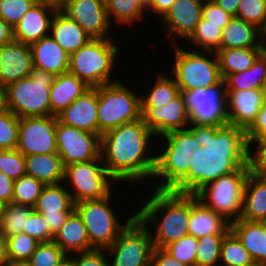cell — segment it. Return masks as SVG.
<instances>
[{
    "mask_svg": "<svg viewBox=\"0 0 266 266\" xmlns=\"http://www.w3.org/2000/svg\"><path fill=\"white\" fill-rule=\"evenodd\" d=\"M202 147L190 157L186 193L196 194L221 176L247 165L248 144L245 130L233 125H190Z\"/></svg>",
    "mask_w": 266,
    "mask_h": 266,
    "instance_id": "obj_1",
    "label": "cell"
},
{
    "mask_svg": "<svg viewBox=\"0 0 266 266\" xmlns=\"http://www.w3.org/2000/svg\"><path fill=\"white\" fill-rule=\"evenodd\" d=\"M153 135L142 117L101 135L102 161L117 183L128 181L132 185L153 177L156 154L149 149Z\"/></svg>",
    "mask_w": 266,
    "mask_h": 266,
    "instance_id": "obj_2",
    "label": "cell"
},
{
    "mask_svg": "<svg viewBox=\"0 0 266 266\" xmlns=\"http://www.w3.org/2000/svg\"><path fill=\"white\" fill-rule=\"evenodd\" d=\"M153 194L135 213L144 225L147 227L153 225L155 229V235L151 233L153 246L165 248L188 234L190 194L156 189ZM158 214L161 216V221L157 218Z\"/></svg>",
    "mask_w": 266,
    "mask_h": 266,
    "instance_id": "obj_3",
    "label": "cell"
},
{
    "mask_svg": "<svg viewBox=\"0 0 266 266\" xmlns=\"http://www.w3.org/2000/svg\"><path fill=\"white\" fill-rule=\"evenodd\" d=\"M114 43L112 39L92 38L69 55L68 71L89 87H99L118 81L111 76L114 73V65H117L115 62L119 53V48Z\"/></svg>",
    "mask_w": 266,
    "mask_h": 266,
    "instance_id": "obj_4",
    "label": "cell"
},
{
    "mask_svg": "<svg viewBox=\"0 0 266 266\" xmlns=\"http://www.w3.org/2000/svg\"><path fill=\"white\" fill-rule=\"evenodd\" d=\"M55 78L33 67L28 77L6 87V108L18 118L50 116V87Z\"/></svg>",
    "mask_w": 266,
    "mask_h": 266,
    "instance_id": "obj_5",
    "label": "cell"
},
{
    "mask_svg": "<svg viewBox=\"0 0 266 266\" xmlns=\"http://www.w3.org/2000/svg\"><path fill=\"white\" fill-rule=\"evenodd\" d=\"M171 44L174 49V65L170 73L175 79L180 92L208 88L221 80L218 59L213 51L185 50L180 45ZM208 55H206V53ZM210 54V55H209ZM207 56V57H206ZM209 56V57H208Z\"/></svg>",
    "mask_w": 266,
    "mask_h": 266,
    "instance_id": "obj_6",
    "label": "cell"
},
{
    "mask_svg": "<svg viewBox=\"0 0 266 266\" xmlns=\"http://www.w3.org/2000/svg\"><path fill=\"white\" fill-rule=\"evenodd\" d=\"M141 118L140 95L122 81L98 87V134Z\"/></svg>",
    "mask_w": 266,
    "mask_h": 266,
    "instance_id": "obj_7",
    "label": "cell"
},
{
    "mask_svg": "<svg viewBox=\"0 0 266 266\" xmlns=\"http://www.w3.org/2000/svg\"><path fill=\"white\" fill-rule=\"evenodd\" d=\"M249 173L247 164L209 182L196 193V196L230 224L238 221L242 213L244 188Z\"/></svg>",
    "mask_w": 266,
    "mask_h": 266,
    "instance_id": "obj_8",
    "label": "cell"
},
{
    "mask_svg": "<svg viewBox=\"0 0 266 266\" xmlns=\"http://www.w3.org/2000/svg\"><path fill=\"white\" fill-rule=\"evenodd\" d=\"M112 194L98 200H85L75 204V210L82 217L89 243L94 249H106L119 236L121 231L136 216H128L125 224L111 207ZM119 218V219H118Z\"/></svg>",
    "mask_w": 266,
    "mask_h": 266,
    "instance_id": "obj_9",
    "label": "cell"
},
{
    "mask_svg": "<svg viewBox=\"0 0 266 266\" xmlns=\"http://www.w3.org/2000/svg\"><path fill=\"white\" fill-rule=\"evenodd\" d=\"M149 228L135 216L105 249L113 257L109 266H149L154 248Z\"/></svg>",
    "mask_w": 266,
    "mask_h": 266,
    "instance_id": "obj_10",
    "label": "cell"
},
{
    "mask_svg": "<svg viewBox=\"0 0 266 266\" xmlns=\"http://www.w3.org/2000/svg\"><path fill=\"white\" fill-rule=\"evenodd\" d=\"M64 182L66 181L74 204L85 200H98L111 193L116 181L108 174L102 157L87 162L65 166ZM115 182V183H113Z\"/></svg>",
    "mask_w": 266,
    "mask_h": 266,
    "instance_id": "obj_11",
    "label": "cell"
},
{
    "mask_svg": "<svg viewBox=\"0 0 266 266\" xmlns=\"http://www.w3.org/2000/svg\"><path fill=\"white\" fill-rule=\"evenodd\" d=\"M182 93L190 125L224 126L228 124L227 91L223 79L218 84L206 89L198 87Z\"/></svg>",
    "mask_w": 266,
    "mask_h": 266,
    "instance_id": "obj_12",
    "label": "cell"
},
{
    "mask_svg": "<svg viewBox=\"0 0 266 266\" xmlns=\"http://www.w3.org/2000/svg\"><path fill=\"white\" fill-rule=\"evenodd\" d=\"M57 153L63 165L87 162L101 157V136L61 123L56 126Z\"/></svg>",
    "mask_w": 266,
    "mask_h": 266,
    "instance_id": "obj_13",
    "label": "cell"
},
{
    "mask_svg": "<svg viewBox=\"0 0 266 266\" xmlns=\"http://www.w3.org/2000/svg\"><path fill=\"white\" fill-rule=\"evenodd\" d=\"M57 119L53 115L19 118L16 150L24 156L57 153Z\"/></svg>",
    "mask_w": 266,
    "mask_h": 266,
    "instance_id": "obj_14",
    "label": "cell"
},
{
    "mask_svg": "<svg viewBox=\"0 0 266 266\" xmlns=\"http://www.w3.org/2000/svg\"><path fill=\"white\" fill-rule=\"evenodd\" d=\"M60 10L92 38L112 39L105 0H66Z\"/></svg>",
    "mask_w": 266,
    "mask_h": 266,
    "instance_id": "obj_15",
    "label": "cell"
},
{
    "mask_svg": "<svg viewBox=\"0 0 266 266\" xmlns=\"http://www.w3.org/2000/svg\"><path fill=\"white\" fill-rule=\"evenodd\" d=\"M141 117L158 138L168 132L187 129L190 126L182 92L166 106L141 107Z\"/></svg>",
    "mask_w": 266,
    "mask_h": 266,
    "instance_id": "obj_16",
    "label": "cell"
},
{
    "mask_svg": "<svg viewBox=\"0 0 266 266\" xmlns=\"http://www.w3.org/2000/svg\"><path fill=\"white\" fill-rule=\"evenodd\" d=\"M204 0H176L161 18L167 38L180 37L187 40L202 18ZM169 35V36H168ZM171 37V38H170Z\"/></svg>",
    "mask_w": 266,
    "mask_h": 266,
    "instance_id": "obj_17",
    "label": "cell"
},
{
    "mask_svg": "<svg viewBox=\"0 0 266 266\" xmlns=\"http://www.w3.org/2000/svg\"><path fill=\"white\" fill-rule=\"evenodd\" d=\"M32 68L30 45L13 39L0 47V84L4 88L28 77Z\"/></svg>",
    "mask_w": 266,
    "mask_h": 266,
    "instance_id": "obj_18",
    "label": "cell"
},
{
    "mask_svg": "<svg viewBox=\"0 0 266 266\" xmlns=\"http://www.w3.org/2000/svg\"><path fill=\"white\" fill-rule=\"evenodd\" d=\"M175 153H158L152 179L161 181L155 189L158 191H174L186 193V174L189 170L190 157ZM162 179V180H161Z\"/></svg>",
    "mask_w": 266,
    "mask_h": 266,
    "instance_id": "obj_19",
    "label": "cell"
},
{
    "mask_svg": "<svg viewBox=\"0 0 266 266\" xmlns=\"http://www.w3.org/2000/svg\"><path fill=\"white\" fill-rule=\"evenodd\" d=\"M57 118L65 125L98 134V87H90Z\"/></svg>",
    "mask_w": 266,
    "mask_h": 266,
    "instance_id": "obj_20",
    "label": "cell"
},
{
    "mask_svg": "<svg viewBox=\"0 0 266 266\" xmlns=\"http://www.w3.org/2000/svg\"><path fill=\"white\" fill-rule=\"evenodd\" d=\"M57 8L36 2L13 27V39L31 45L50 35V25Z\"/></svg>",
    "mask_w": 266,
    "mask_h": 266,
    "instance_id": "obj_21",
    "label": "cell"
},
{
    "mask_svg": "<svg viewBox=\"0 0 266 266\" xmlns=\"http://www.w3.org/2000/svg\"><path fill=\"white\" fill-rule=\"evenodd\" d=\"M226 105L228 124L246 131L263 106V92L260 89L227 91Z\"/></svg>",
    "mask_w": 266,
    "mask_h": 266,
    "instance_id": "obj_22",
    "label": "cell"
},
{
    "mask_svg": "<svg viewBox=\"0 0 266 266\" xmlns=\"http://www.w3.org/2000/svg\"><path fill=\"white\" fill-rule=\"evenodd\" d=\"M230 223L208 208L196 194H190L188 234L196 238L210 234H228Z\"/></svg>",
    "mask_w": 266,
    "mask_h": 266,
    "instance_id": "obj_23",
    "label": "cell"
},
{
    "mask_svg": "<svg viewBox=\"0 0 266 266\" xmlns=\"http://www.w3.org/2000/svg\"><path fill=\"white\" fill-rule=\"evenodd\" d=\"M33 67L55 75L68 72L69 54L47 35L31 45Z\"/></svg>",
    "mask_w": 266,
    "mask_h": 266,
    "instance_id": "obj_24",
    "label": "cell"
},
{
    "mask_svg": "<svg viewBox=\"0 0 266 266\" xmlns=\"http://www.w3.org/2000/svg\"><path fill=\"white\" fill-rule=\"evenodd\" d=\"M51 37L71 55L92 39L84 29L60 9L53 15L50 25Z\"/></svg>",
    "mask_w": 266,
    "mask_h": 266,
    "instance_id": "obj_25",
    "label": "cell"
},
{
    "mask_svg": "<svg viewBox=\"0 0 266 266\" xmlns=\"http://www.w3.org/2000/svg\"><path fill=\"white\" fill-rule=\"evenodd\" d=\"M230 231L250 253L254 262L266 266V223L239 219L230 224Z\"/></svg>",
    "mask_w": 266,
    "mask_h": 266,
    "instance_id": "obj_26",
    "label": "cell"
},
{
    "mask_svg": "<svg viewBox=\"0 0 266 266\" xmlns=\"http://www.w3.org/2000/svg\"><path fill=\"white\" fill-rule=\"evenodd\" d=\"M90 87L74 74L56 75L50 87V115L58 116Z\"/></svg>",
    "mask_w": 266,
    "mask_h": 266,
    "instance_id": "obj_27",
    "label": "cell"
},
{
    "mask_svg": "<svg viewBox=\"0 0 266 266\" xmlns=\"http://www.w3.org/2000/svg\"><path fill=\"white\" fill-rule=\"evenodd\" d=\"M66 254L94 250L89 243L82 217L74 210L64 225L54 235L53 240Z\"/></svg>",
    "mask_w": 266,
    "mask_h": 266,
    "instance_id": "obj_28",
    "label": "cell"
},
{
    "mask_svg": "<svg viewBox=\"0 0 266 266\" xmlns=\"http://www.w3.org/2000/svg\"><path fill=\"white\" fill-rule=\"evenodd\" d=\"M265 38L266 36L254 25L232 17L222 29L220 48L264 47Z\"/></svg>",
    "mask_w": 266,
    "mask_h": 266,
    "instance_id": "obj_29",
    "label": "cell"
},
{
    "mask_svg": "<svg viewBox=\"0 0 266 266\" xmlns=\"http://www.w3.org/2000/svg\"><path fill=\"white\" fill-rule=\"evenodd\" d=\"M25 168L26 175L38 179L45 185L64 182L65 166L58 153L25 156Z\"/></svg>",
    "mask_w": 266,
    "mask_h": 266,
    "instance_id": "obj_30",
    "label": "cell"
},
{
    "mask_svg": "<svg viewBox=\"0 0 266 266\" xmlns=\"http://www.w3.org/2000/svg\"><path fill=\"white\" fill-rule=\"evenodd\" d=\"M240 219L259 222L266 220V177L249 173L244 188Z\"/></svg>",
    "mask_w": 266,
    "mask_h": 266,
    "instance_id": "obj_31",
    "label": "cell"
},
{
    "mask_svg": "<svg viewBox=\"0 0 266 266\" xmlns=\"http://www.w3.org/2000/svg\"><path fill=\"white\" fill-rule=\"evenodd\" d=\"M64 182L45 185L33 210L39 214L70 215L75 210L69 188Z\"/></svg>",
    "mask_w": 266,
    "mask_h": 266,
    "instance_id": "obj_32",
    "label": "cell"
},
{
    "mask_svg": "<svg viewBox=\"0 0 266 266\" xmlns=\"http://www.w3.org/2000/svg\"><path fill=\"white\" fill-rule=\"evenodd\" d=\"M263 52L264 47L220 48L215 53L222 79L249 69Z\"/></svg>",
    "mask_w": 266,
    "mask_h": 266,
    "instance_id": "obj_33",
    "label": "cell"
},
{
    "mask_svg": "<svg viewBox=\"0 0 266 266\" xmlns=\"http://www.w3.org/2000/svg\"><path fill=\"white\" fill-rule=\"evenodd\" d=\"M266 80V54L263 52L247 70L229 74L225 79L226 91L262 90Z\"/></svg>",
    "mask_w": 266,
    "mask_h": 266,
    "instance_id": "obj_34",
    "label": "cell"
},
{
    "mask_svg": "<svg viewBox=\"0 0 266 266\" xmlns=\"http://www.w3.org/2000/svg\"><path fill=\"white\" fill-rule=\"evenodd\" d=\"M154 85L145 96L140 95L141 107L166 106L179 93V87L174 78L163 72L156 75Z\"/></svg>",
    "mask_w": 266,
    "mask_h": 266,
    "instance_id": "obj_35",
    "label": "cell"
},
{
    "mask_svg": "<svg viewBox=\"0 0 266 266\" xmlns=\"http://www.w3.org/2000/svg\"><path fill=\"white\" fill-rule=\"evenodd\" d=\"M105 4L110 23L114 20L124 26H132L137 20L141 21L147 11L139 0H105Z\"/></svg>",
    "mask_w": 266,
    "mask_h": 266,
    "instance_id": "obj_36",
    "label": "cell"
},
{
    "mask_svg": "<svg viewBox=\"0 0 266 266\" xmlns=\"http://www.w3.org/2000/svg\"><path fill=\"white\" fill-rule=\"evenodd\" d=\"M33 207L10 202L5 205L0 220V231L5 237L13 234L24 233L27 218L33 212Z\"/></svg>",
    "mask_w": 266,
    "mask_h": 266,
    "instance_id": "obj_37",
    "label": "cell"
},
{
    "mask_svg": "<svg viewBox=\"0 0 266 266\" xmlns=\"http://www.w3.org/2000/svg\"><path fill=\"white\" fill-rule=\"evenodd\" d=\"M161 138L166 142L163 150L158 153H175L182 155H192L195 149L202 147L198 142L196 136L187 128L183 130H176L161 135Z\"/></svg>",
    "mask_w": 266,
    "mask_h": 266,
    "instance_id": "obj_38",
    "label": "cell"
},
{
    "mask_svg": "<svg viewBox=\"0 0 266 266\" xmlns=\"http://www.w3.org/2000/svg\"><path fill=\"white\" fill-rule=\"evenodd\" d=\"M227 234H210L198 238L195 266H220L221 245Z\"/></svg>",
    "mask_w": 266,
    "mask_h": 266,
    "instance_id": "obj_39",
    "label": "cell"
},
{
    "mask_svg": "<svg viewBox=\"0 0 266 266\" xmlns=\"http://www.w3.org/2000/svg\"><path fill=\"white\" fill-rule=\"evenodd\" d=\"M222 29L220 25L205 24V19L201 18L195 31L186 40L194 45L195 50L216 52L220 49Z\"/></svg>",
    "mask_w": 266,
    "mask_h": 266,
    "instance_id": "obj_40",
    "label": "cell"
},
{
    "mask_svg": "<svg viewBox=\"0 0 266 266\" xmlns=\"http://www.w3.org/2000/svg\"><path fill=\"white\" fill-rule=\"evenodd\" d=\"M251 262L254 260L250 253L230 231L224 237L221 245L220 266H240Z\"/></svg>",
    "mask_w": 266,
    "mask_h": 266,
    "instance_id": "obj_41",
    "label": "cell"
},
{
    "mask_svg": "<svg viewBox=\"0 0 266 266\" xmlns=\"http://www.w3.org/2000/svg\"><path fill=\"white\" fill-rule=\"evenodd\" d=\"M45 184L38 179L24 175L14 180L12 202L34 207Z\"/></svg>",
    "mask_w": 266,
    "mask_h": 266,
    "instance_id": "obj_42",
    "label": "cell"
},
{
    "mask_svg": "<svg viewBox=\"0 0 266 266\" xmlns=\"http://www.w3.org/2000/svg\"><path fill=\"white\" fill-rule=\"evenodd\" d=\"M40 242L28 234L19 233L6 237L7 259L27 262Z\"/></svg>",
    "mask_w": 266,
    "mask_h": 266,
    "instance_id": "obj_43",
    "label": "cell"
},
{
    "mask_svg": "<svg viewBox=\"0 0 266 266\" xmlns=\"http://www.w3.org/2000/svg\"><path fill=\"white\" fill-rule=\"evenodd\" d=\"M236 17L254 25L266 36V0H240Z\"/></svg>",
    "mask_w": 266,
    "mask_h": 266,
    "instance_id": "obj_44",
    "label": "cell"
},
{
    "mask_svg": "<svg viewBox=\"0 0 266 266\" xmlns=\"http://www.w3.org/2000/svg\"><path fill=\"white\" fill-rule=\"evenodd\" d=\"M19 134V118L8 109L0 112V150L16 149Z\"/></svg>",
    "mask_w": 266,
    "mask_h": 266,
    "instance_id": "obj_45",
    "label": "cell"
},
{
    "mask_svg": "<svg viewBox=\"0 0 266 266\" xmlns=\"http://www.w3.org/2000/svg\"><path fill=\"white\" fill-rule=\"evenodd\" d=\"M197 245L198 238L187 234L178 241L167 245L164 249L179 262L188 266H195Z\"/></svg>",
    "mask_w": 266,
    "mask_h": 266,
    "instance_id": "obj_46",
    "label": "cell"
},
{
    "mask_svg": "<svg viewBox=\"0 0 266 266\" xmlns=\"http://www.w3.org/2000/svg\"><path fill=\"white\" fill-rule=\"evenodd\" d=\"M66 253L54 242L40 243L27 261L29 266H57Z\"/></svg>",
    "mask_w": 266,
    "mask_h": 266,
    "instance_id": "obj_47",
    "label": "cell"
},
{
    "mask_svg": "<svg viewBox=\"0 0 266 266\" xmlns=\"http://www.w3.org/2000/svg\"><path fill=\"white\" fill-rule=\"evenodd\" d=\"M252 145L257 148L252 149ZM247 164L250 174L266 177V135L257 137L248 143Z\"/></svg>",
    "mask_w": 266,
    "mask_h": 266,
    "instance_id": "obj_48",
    "label": "cell"
},
{
    "mask_svg": "<svg viewBox=\"0 0 266 266\" xmlns=\"http://www.w3.org/2000/svg\"><path fill=\"white\" fill-rule=\"evenodd\" d=\"M0 171L13 180L26 175L25 156L16 149L0 150Z\"/></svg>",
    "mask_w": 266,
    "mask_h": 266,
    "instance_id": "obj_49",
    "label": "cell"
},
{
    "mask_svg": "<svg viewBox=\"0 0 266 266\" xmlns=\"http://www.w3.org/2000/svg\"><path fill=\"white\" fill-rule=\"evenodd\" d=\"M37 0H0V17L12 28Z\"/></svg>",
    "mask_w": 266,
    "mask_h": 266,
    "instance_id": "obj_50",
    "label": "cell"
},
{
    "mask_svg": "<svg viewBox=\"0 0 266 266\" xmlns=\"http://www.w3.org/2000/svg\"><path fill=\"white\" fill-rule=\"evenodd\" d=\"M24 233L38 240L40 243L51 242L54 237V234L50 231L49 225L42 214L36 211H33L27 218Z\"/></svg>",
    "mask_w": 266,
    "mask_h": 266,
    "instance_id": "obj_51",
    "label": "cell"
},
{
    "mask_svg": "<svg viewBox=\"0 0 266 266\" xmlns=\"http://www.w3.org/2000/svg\"><path fill=\"white\" fill-rule=\"evenodd\" d=\"M232 17V15L225 12L213 0L203 1L202 18L205 19V24L220 25V28L224 29Z\"/></svg>",
    "mask_w": 266,
    "mask_h": 266,
    "instance_id": "obj_52",
    "label": "cell"
},
{
    "mask_svg": "<svg viewBox=\"0 0 266 266\" xmlns=\"http://www.w3.org/2000/svg\"><path fill=\"white\" fill-rule=\"evenodd\" d=\"M106 252V253H105ZM105 249H94L88 252L75 253V266H109Z\"/></svg>",
    "mask_w": 266,
    "mask_h": 266,
    "instance_id": "obj_53",
    "label": "cell"
},
{
    "mask_svg": "<svg viewBox=\"0 0 266 266\" xmlns=\"http://www.w3.org/2000/svg\"><path fill=\"white\" fill-rule=\"evenodd\" d=\"M247 144L257 138L266 135V106H262L256 120L245 131Z\"/></svg>",
    "mask_w": 266,
    "mask_h": 266,
    "instance_id": "obj_54",
    "label": "cell"
},
{
    "mask_svg": "<svg viewBox=\"0 0 266 266\" xmlns=\"http://www.w3.org/2000/svg\"><path fill=\"white\" fill-rule=\"evenodd\" d=\"M151 263L154 266H188L173 258L164 248L158 247L153 248Z\"/></svg>",
    "mask_w": 266,
    "mask_h": 266,
    "instance_id": "obj_55",
    "label": "cell"
},
{
    "mask_svg": "<svg viewBox=\"0 0 266 266\" xmlns=\"http://www.w3.org/2000/svg\"><path fill=\"white\" fill-rule=\"evenodd\" d=\"M14 180L0 171V200L6 204L12 202Z\"/></svg>",
    "mask_w": 266,
    "mask_h": 266,
    "instance_id": "obj_56",
    "label": "cell"
},
{
    "mask_svg": "<svg viewBox=\"0 0 266 266\" xmlns=\"http://www.w3.org/2000/svg\"><path fill=\"white\" fill-rule=\"evenodd\" d=\"M176 0H152L148 10L152 11L154 14L160 15L159 19L162 18L167 11L172 7V4Z\"/></svg>",
    "mask_w": 266,
    "mask_h": 266,
    "instance_id": "obj_57",
    "label": "cell"
},
{
    "mask_svg": "<svg viewBox=\"0 0 266 266\" xmlns=\"http://www.w3.org/2000/svg\"><path fill=\"white\" fill-rule=\"evenodd\" d=\"M48 223L50 231L55 235L57 231L64 225L69 215H48L42 214Z\"/></svg>",
    "mask_w": 266,
    "mask_h": 266,
    "instance_id": "obj_58",
    "label": "cell"
},
{
    "mask_svg": "<svg viewBox=\"0 0 266 266\" xmlns=\"http://www.w3.org/2000/svg\"><path fill=\"white\" fill-rule=\"evenodd\" d=\"M13 40V28L0 17V47Z\"/></svg>",
    "mask_w": 266,
    "mask_h": 266,
    "instance_id": "obj_59",
    "label": "cell"
},
{
    "mask_svg": "<svg viewBox=\"0 0 266 266\" xmlns=\"http://www.w3.org/2000/svg\"><path fill=\"white\" fill-rule=\"evenodd\" d=\"M218 6H220L225 12L229 13L233 17H236L237 8L240 0H213Z\"/></svg>",
    "mask_w": 266,
    "mask_h": 266,
    "instance_id": "obj_60",
    "label": "cell"
},
{
    "mask_svg": "<svg viewBox=\"0 0 266 266\" xmlns=\"http://www.w3.org/2000/svg\"><path fill=\"white\" fill-rule=\"evenodd\" d=\"M7 259L6 253V237L0 231V264Z\"/></svg>",
    "mask_w": 266,
    "mask_h": 266,
    "instance_id": "obj_61",
    "label": "cell"
},
{
    "mask_svg": "<svg viewBox=\"0 0 266 266\" xmlns=\"http://www.w3.org/2000/svg\"><path fill=\"white\" fill-rule=\"evenodd\" d=\"M71 255H73L72 257H73V259H72V257H69V256H71ZM71 255H69V254H66L63 258H62V260L59 262V264L57 265V266H75V260H74V254H71Z\"/></svg>",
    "mask_w": 266,
    "mask_h": 266,
    "instance_id": "obj_62",
    "label": "cell"
},
{
    "mask_svg": "<svg viewBox=\"0 0 266 266\" xmlns=\"http://www.w3.org/2000/svg\"><path fill=\"white\" fill-rule=\"evenodd\" d=\"M6 109V88L0 84V112Z\"/></svg>",
    "mask_w": 266,
    "mask_h": 266,
    "instance_id": "obj_63",
    "label": "cell"
},
{
    "mask_svg": "<svg viewBox=\"0 0 266 266\" xmlns=\"http://www.w3.org/2000/svg\"><path fill=\"white\" fill-rule=\"evenodd\" d=\"M66 0H37V2L45 3L60 9Z\"/></svg>",
    "mask_w": 266,
    "mask_h": 266,
    "instance_id": "obj_64",
    "label": "cell"
},
{
    "mask_svg": "<svg viewBox=\"0 0 266 266\" xmlns=\"http://www.w3.org/2000/svg\"><path fill=\"white\" fill-rule=\"evenodd\" d=\"M0 266H29L28 262L25 261H12L6 259L4 262L0 264Z\"/></svg>",
    "mask_w": 266,
    "mask_h": 266,
    "instance_id": "obj_65",
    "label": "cell"
},
{
    "mask_svg": "<svg viewBox=\"0 0 266 266\" xmlns=\"http://www.w3.org/2000/svg\"><path fill=\"white\" fill-rule=\"evenodd\" d=\"M152 0H139L140 4L147 10Z\"/></svg>",
    "mask_w": 266,
    "mask_h": 266,
    "instance_id": "obj_66",
    "label": "cell"
},
{
    "mask_svg": "<svg viewBox=\"0 0 266 266\" xmlns=\"http://www.w3.org/2000/svg\"><path fill=\"white\" fill-rule=\"evenodd\" d=\"M262 92H263V105L266 106V80L263 84Z\"/></svg>",
    "mask_w": 266,
    "mask_h": 266,
    "instance_id": "obj_67",
    "label": "cell"
},
{
    "mask_svg": "<svg viewBox=\"0 0 266 266\" xmlns=\"http://www.w3.org/2000/svg\"><path fill=\"white\" fill-rule=\"evenodd\" d=\"M5 205H6V203L3 202L2 200H0V220H1V216H2L4 209H5Z\"/></svg>",
    "mask_w": 266,
    "mask_h": 266,
    "instance_id": "obj_68",
    "label": "cell"
},
{
    "mask_svg": "<svg viewBox=\"0 0 266 266\" xmlns=\"http://www.w3.org/2000/svg\"><path fill=\"white\" fill-rule=\"evenodd\" d=\"M240 266H263V265L257 262H251V263L240 265Z\"/></svg>",
    "mask_w": 266,
    "mask_h": 266,
    "instance_id": "obj_69",
    "label": "cell"
},
{
    "mask_svg": "<svg viewBox=\"0 0 266 266\" xmlns=\"http://www.w3.org/2000/svg\"><path fill=\"white\" fill-rule=\"evenodd\" d=\"M264 53L266 54V38H265V44H264Z\"/></svg>",
    "mask_w": 266,
    "mask_h": 266,
    "instance_id": "obj_70",
    "label": "cell"
}]
</instances>
